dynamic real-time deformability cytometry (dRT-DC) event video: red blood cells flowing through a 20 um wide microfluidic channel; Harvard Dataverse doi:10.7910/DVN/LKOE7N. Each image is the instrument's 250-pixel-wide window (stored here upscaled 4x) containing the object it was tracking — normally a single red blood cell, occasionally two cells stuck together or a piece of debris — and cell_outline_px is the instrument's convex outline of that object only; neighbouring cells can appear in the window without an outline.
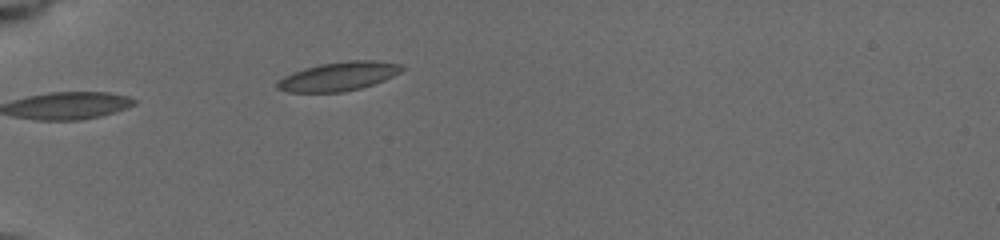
{"species": "common noctule bat (a hibernating species)", "species_latin": "Nyctalus noctula", "temperature_condition": "cold", "stored_images_in_passage": 5, "camera_frame_rate_fps": 3000, "um_per_image_px": 0.085, "animal": {"sex": "female", "body_mass_g": 19.5, "forearm_length_mm": 54.1}, "frame": {"image": 1, "passage_image": 1, "time_ms": 0.0, "image_size_px": [1000, 240], "cell_outline_px": [[404, 68], [400, 72], [384, 80], [360, 88], [340, 92], [288, 92], [276, 88], [276, 84], [284, 76], [292, 72], [304, 68], [320, 64], [348, 60], [376, 60], [400, 64]], "centroid_in_image_um": [28.76, 6.48], "position_along_channel_um": 56.2, "area_um2": 20.81}}
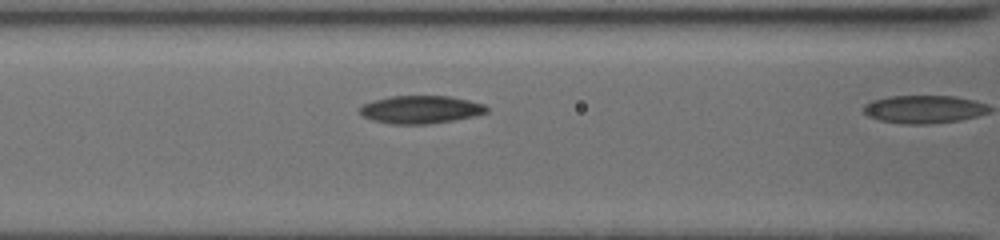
{"frame": {"image": 2, "passage_image": 4, "time_ms": 1.333, "image_size_px": [1000, 240], "cell_outline_px": [[488, 112], [472, 116], [452, 120], [428, 124], [392, 124], [372, 120], [364, 116], [360, 112], [360, 108], [364, 104], [372, 100], [392, 96], [448, 96], [468, 100], [484, 104], [488, 108]], "centroid_in_image_um": [35.75, 9.31], "position_along_channel_um": 130.9, "area_um2": 20.4}}